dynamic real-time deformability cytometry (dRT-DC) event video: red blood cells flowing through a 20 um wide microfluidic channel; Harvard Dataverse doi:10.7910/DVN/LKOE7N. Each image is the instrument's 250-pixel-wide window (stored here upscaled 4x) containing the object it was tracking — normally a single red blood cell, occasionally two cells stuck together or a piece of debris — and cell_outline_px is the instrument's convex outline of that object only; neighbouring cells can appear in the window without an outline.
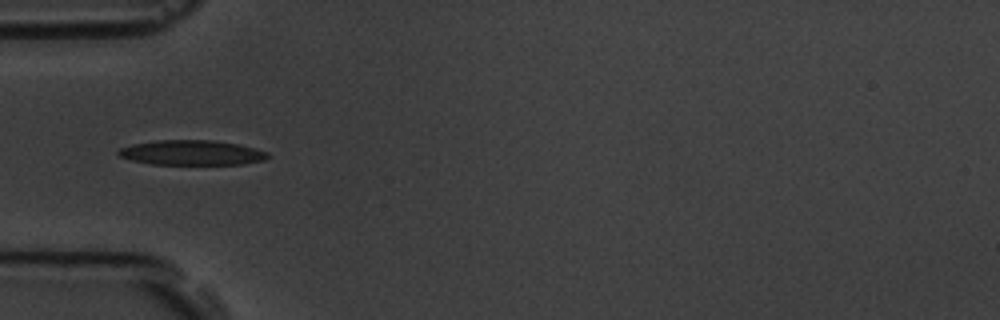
{"species": "common noctule bat (a hibernating species)", "species_latin": "Nyctalus noctula", "temperature_condition": "room temperature", "stored_images_in_passage": 8, "camera_frame_rate_fps": 3000, "um_per_image_px": 0.085, "animal": {"sex": "male", "body_mass_g": 19.5, "forearm_length_mm": 54.6}, "frame": {"image": 1, "passage_image": 6, "time_ms": 5.667, "image_size_px": [1000, 320], "cell_outline_px": [[268, 156], [264, 160], [244, 164], [152, 164], [132, 160], [120, 156], [116, 152], [120, 148], [132, 144], [156, 140], [212, 140], [240, 144], [268, 152]], "centroid_in_image_um": [16.3, 12.97], "position_along_channel_um": 68.7, "area_um2": 21.62}}
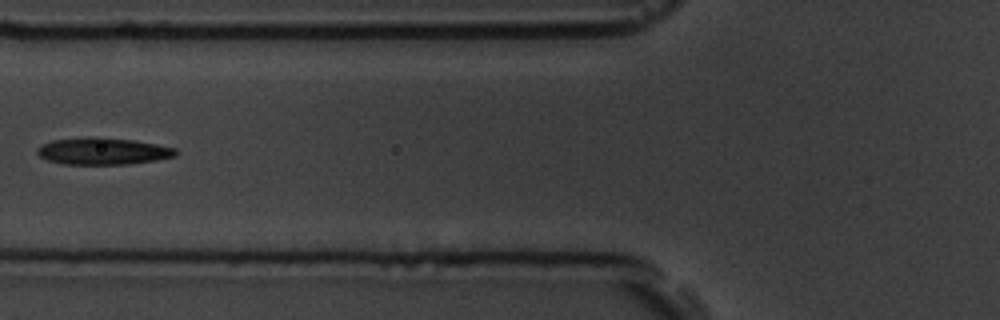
{"frame": {"image": 2, "passage_image": 7, "time_ms": 7.0, "image_size_px": [1000, 320], "cell_outline_px": [[176, 156], [156, 160], [128, 164], [64, 164], [48, 160], [40, 156], [36, 152], [36, 148], [40, 144], [52, 140], [88, 136], [100, 136], [132, 140], [156, 144], [176, 148]], "centroid_in_image_um": [8.71, 12.83], "position_along_channel_um": 117.1, "area_um2": 21.91}}
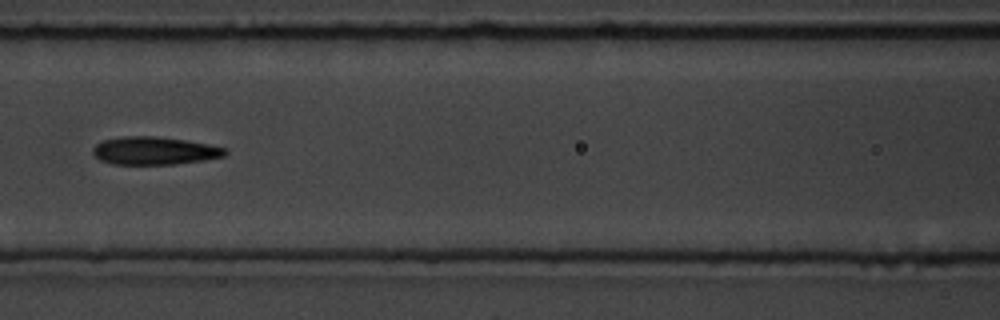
{"frame": {"image": 3, "passage_image": 8, "time_ms": 8.0, "image_size_px": [1000, 320], "cell_outline_px": [[228, 152], [224, 156], [204, 160], [172, 164], [112, 164], [100, 160], [92, 152], [92, 148], [96, 144], [104, 140], [124, 136], [156, 136], [184, 140], [208, 144], [228, 148]], "centroid_in_image_um": [13.13, 12.81], "position_along_channel_um": 153.5, "area_um2": 21.44}}